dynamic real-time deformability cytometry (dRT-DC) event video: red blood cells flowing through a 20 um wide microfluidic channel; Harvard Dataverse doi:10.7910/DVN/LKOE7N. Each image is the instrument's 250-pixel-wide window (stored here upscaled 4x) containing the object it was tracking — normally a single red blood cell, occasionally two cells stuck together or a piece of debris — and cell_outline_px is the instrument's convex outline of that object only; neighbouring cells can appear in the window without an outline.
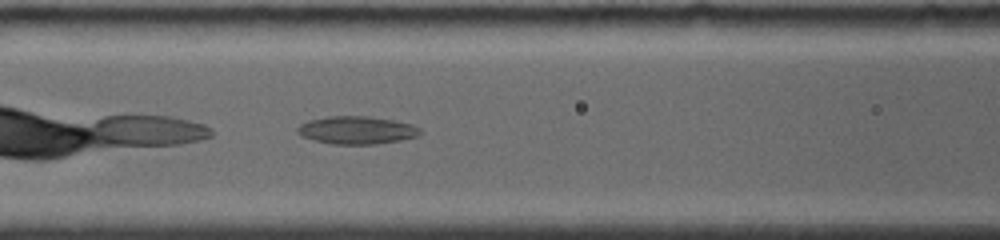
{"species": "common noctule bat (a hibernating species)", "species_latin": "Nyctalus noctula", "temperature_condition": "room temperature", "stored_images_in_passage": 39, "camera_frame_rate_fps": 4000, "um_per_image_px": 0.085, "animal": {"sex": "female", "body_mass_g": 19.0, "forearm_length_mm": 56.7}, "frame": {"image": 1, "passage_image": 10, "time_ms": 2.25, "image_size_px": [1000, 240], "cell_outline_px": [[424, 132], [420, 136], [400, 140], [376, 144], [332, 144], [312, 140], [300, 136], [296, 132], [296, 128], [300, 124], [308, 120], [328, 116], [368, 116], [392, 120], [412, 124], [420, 128]], "centroid_in_image_um": [30.31, 11.06], "position_along_channel_um": 136.3, "area_um2": 20.17}}
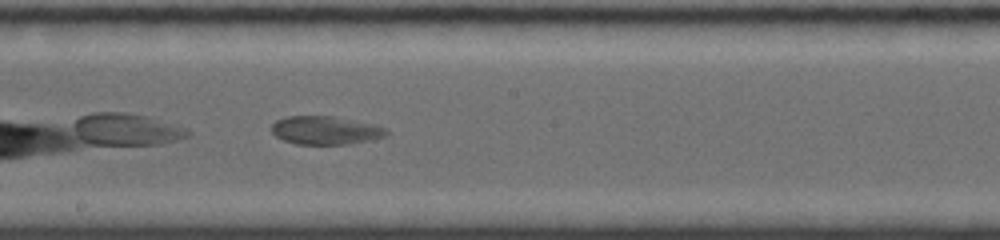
{"frame": {"image": 2, "passage_image": 19, "time_ms": 4.5, "image_size_px": [1000, 240], "cell_outline_px": [[388, 132], [384, 136], [368, 140], [348, 144], [296, 144], [284, 140], [276, 136], [272, 132], [272, 124], [276, 120], [288, 116], [332, 116], [372, 124], [388, 128]], "centroid_in_image_um": [27.64, 11.07], "position_along_channel_um": 220.6, "area_um2": 18.73}}
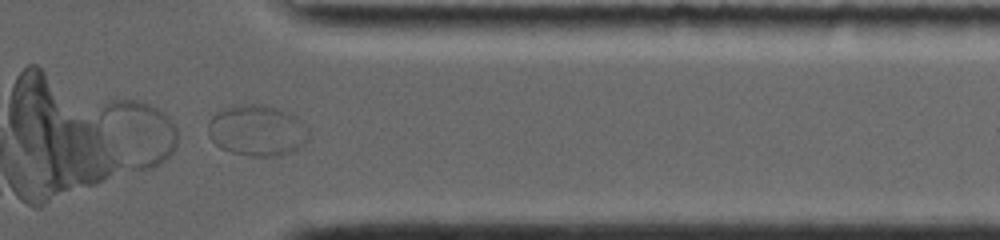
{"frame": {"image": 3, "passage_image": 37, "time_ms": 9.0, "image_size_px": [1000, 240], "cell_outline_px": [[308, 136], [296, 148], [280, 156], [248, 156], [232, 152], [220, 148], [212, 140], [208, 132], [208, 124], [212, 116], [216, 112], [236, 104], [264, 104], [288, 112], [296, 116], [308, 128]], "centroid_in_image_um": [21.82, 11.07], "position_along_channel_um": 389.6, "area_um2": 29.71}}